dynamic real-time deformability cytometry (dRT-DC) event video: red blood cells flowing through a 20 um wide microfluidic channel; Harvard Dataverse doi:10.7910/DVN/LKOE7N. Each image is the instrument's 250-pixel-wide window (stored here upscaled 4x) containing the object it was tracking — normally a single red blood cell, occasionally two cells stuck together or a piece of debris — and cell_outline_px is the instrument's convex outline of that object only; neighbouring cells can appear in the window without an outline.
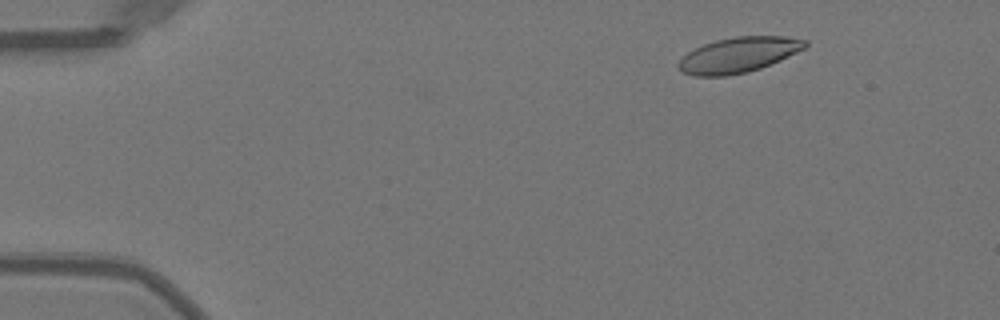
{"species": "Egyptian fruit bat (a non-hibernating species)", "species_latin": "Rousettus aegyptiacus", "temperature_condition": "warm", "stored_images_in_passage": 51, "camera_frame_rate_fps": 3000, "um_per_image_px": 0.085, "animal": {"sex": "female"}, "frame": {"image": 1, "passage_image": 7, "time_ms": 2.0, "image_size_px": [1000, 320], "cell_outline_px": [[808, 44], [804, 48], [780, 60], [760, 68], [748, 72], [728, 76], [692, 76], [684, 72], [676, 64], [688, 52], [704, 44], [716, 40], [736, 36], [784, 36], [808, 40]], "centroid_in_image_um": [62.78, 4.67], "position_along_channel_um": 22.2, "area_um2": 25.89}}
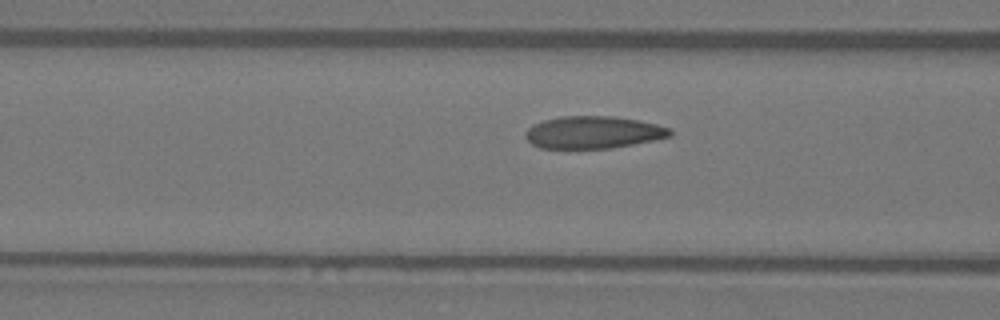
{"frame": {"image": 2, "passage_image": 21, "time_ms": 6.667, "image_size_px": [1000, 320], "cell_outline_px": [[672, 136], [656, 140], [612, 148], [540, 148], [532, 144], [524, 136], [528, 128], [544, 120], [560, 116], [612, 116], [636, 120], [656, 124], [668, 128], [672, 132]], "centroid_in_image_um": [50.43, 11.25], "position_along_channel_um": 116.2, "area_um2": 27.11}}
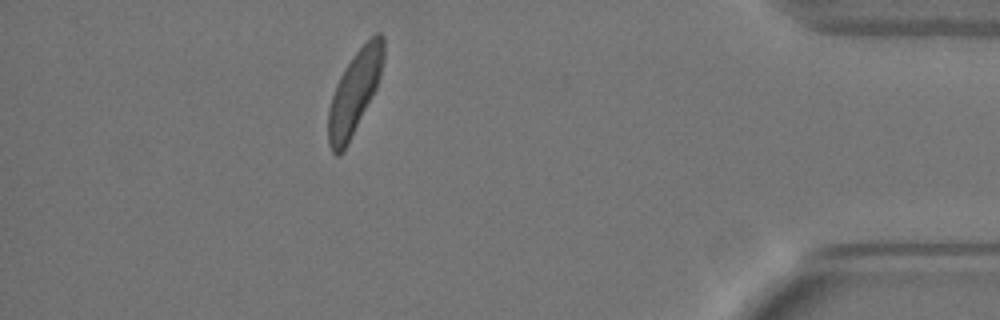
{"frame": {"image": 3, "passage_image": 46, "time_ms": 15.0, "image_size_px": [1000, 320], "cell_outline_px": [[384, 60], [380, 76], [376, 88], [344, 152], [340, 156], [336, 156], [332, 152], [328, 144], [328, 108], [336, 84], [344, 68], [356, 52], [376, 32], [380, 32], [384, 36]], "centroid_in_image_um": [30.13, 7.87], "position_along_channel_um": 405.1, "area_um2": 26.65}, "authors_computed_cell_mechanics": {"area_um2": 27.0504, "velocity_mm_per_s": 4.0029, "shape_relaxation_time_tau1_ms": 5.4776, "shape_relaxation_time_tau2_ms": 1.2012, "deformation_change_tau1": 0.1746, "deformation_change_tau2": 0.0897}}